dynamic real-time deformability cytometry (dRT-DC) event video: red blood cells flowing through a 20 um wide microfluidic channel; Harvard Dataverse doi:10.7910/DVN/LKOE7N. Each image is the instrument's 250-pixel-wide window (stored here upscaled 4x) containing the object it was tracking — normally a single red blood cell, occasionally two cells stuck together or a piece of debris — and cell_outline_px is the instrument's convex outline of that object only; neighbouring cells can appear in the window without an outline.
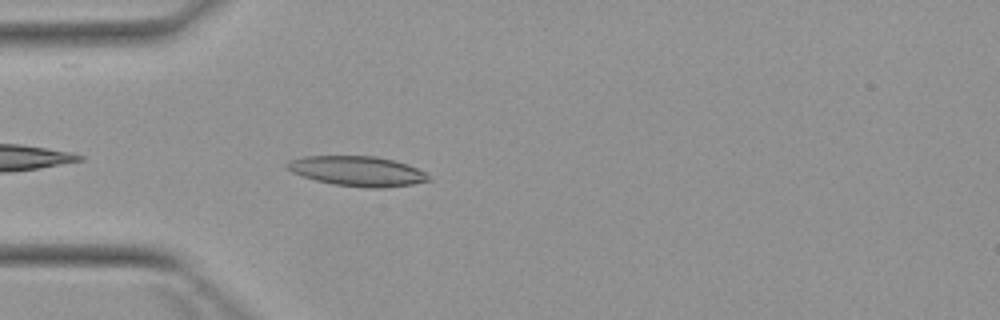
{"species": "Egyptian fruit bat (a non-hibernating species)", "species_latin": "Rousettus aegyptiacus", "temperature_condition": "warm", "stored_images_in_passage": 5, "camera_frame_rate_fps": 3000, "um_per_image_px": 0.085, "animal": {"sex": "female"}, "frame": {"image": 1, "passage_image": 5, "time_ms": 4.667, "image_size_px": [1000, 320], "cell_outline_px": [[432, 180], [412, 184], [384, 188], [368, 188], [332, 184], [316, 180], [292, 172], [284, 168], [284, 164], [288, 160], [304, 156], [376, 156], [408, 164], [424, 172]], "centroid_in_image_um": [30.34, 14.54], "position_along_channel_um": 54.7, "area_um2": 24.74}}